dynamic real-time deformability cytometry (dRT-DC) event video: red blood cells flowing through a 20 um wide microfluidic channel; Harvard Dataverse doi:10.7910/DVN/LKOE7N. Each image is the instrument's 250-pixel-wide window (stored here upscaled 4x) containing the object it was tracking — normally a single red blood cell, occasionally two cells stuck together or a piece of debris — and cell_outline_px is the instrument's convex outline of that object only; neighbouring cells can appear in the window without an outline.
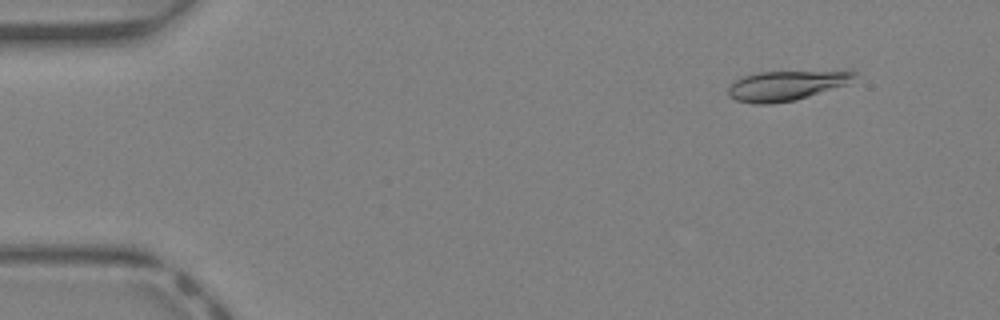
{"species": "Egyptian fruit bat (a non-hibernating species)", "species_latin": "Rousettus aegyptiacus", "temperature_condition": "warm", "stored_images_in_passage": 42, "camera_frame_rate_fps": 3000, "um_per_image_px": 0.085, "animal": {"sex": "female"}, "frame": {"image": 1, "passage_image": 5, "time_ms": 1.333, "image_size_px": [1000, 320], "cell_outline_px": [[856, 72], [848, 84], [796, 100], [768, 104], [752, 104], [736, 100], [728, 96], [728, 88], [736, 80], [744, 76], [756, 72], [844, 68], [852, 68]], "centroid_in_image_um": [66.93, 7.21], "position_along_channel_um": 18.1, "area_um2": 22.95}}
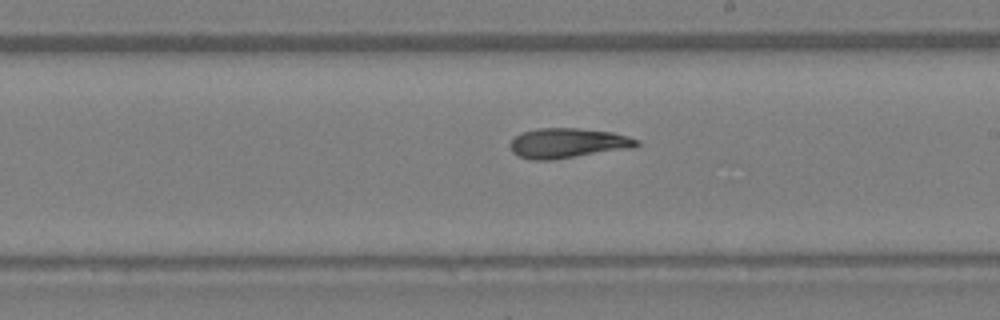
{"frame": {"image": 2, "passage_image": 25, "time_ms": 8.0, "image_size_px": [1000, 320], "cell_outline_px": [[640, 144], [636, 148], [552, 160], [532, 160], [520, 156], [512, 152], [508, 144], [520, 132], [540, 128], [580, 128], [612, 132], [628, 136], [640, 140]], "centroid_in_image_um": [48.3, 12.17], "position_along_channel_um": 240.7, "area_um2": 22.43}}
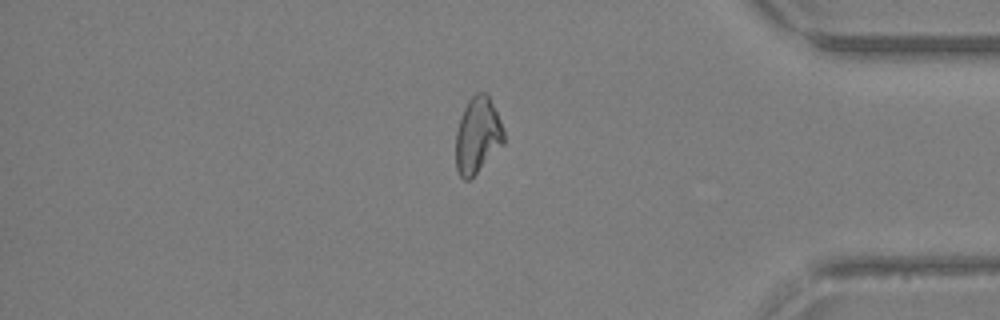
{"frame": {"image": 3, "passage_image": 36, "time_ms": 11.667, "image_size_px": [1000, 320], "cell_outline_px": [[504, 144], [468, 180], [464, 180], [460, 176], [456, 168], [456, 132], [460, 116], [468, 100], [476, 92], [488, 92], [504, 128]], "centroid_in_image_um": [40.6, 11.45], "position_along_channel_um": 394.6, "area_um2": 21.39}, "authors_computed_cell_mechanics": {"area_um2": 22.1374, "velocity_mm_per_s": 4.9116, "shape_relaxation_time_tau1_ms": null, "shape_relaxation_time_tau2_ms": 4.7091, "deformation_change_tau1": null, "deformation_change_tau2": 0.1407}}